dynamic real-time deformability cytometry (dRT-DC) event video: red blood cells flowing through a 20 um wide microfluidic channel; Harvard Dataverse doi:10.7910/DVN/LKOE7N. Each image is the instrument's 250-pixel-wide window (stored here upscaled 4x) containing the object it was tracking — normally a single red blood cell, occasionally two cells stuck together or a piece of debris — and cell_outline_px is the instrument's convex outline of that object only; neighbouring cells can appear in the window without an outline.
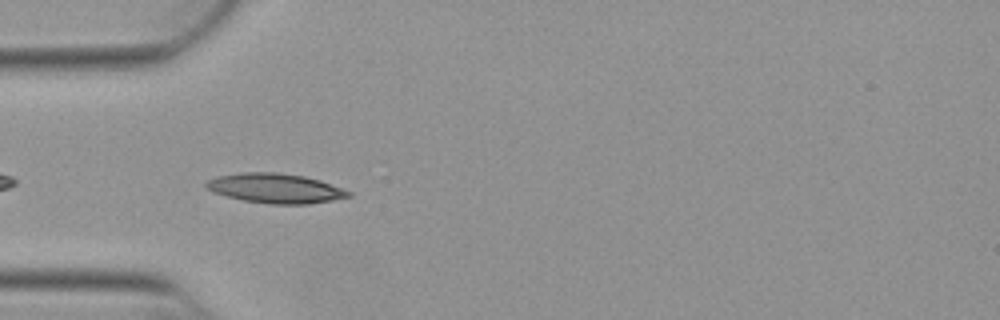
{"species": "Egyptian fruit bat (a non-hibernating species)", "species_latin": "Rousettus aegyptiacus", "temperature_condition": "warm", "stored_images_in_passage": 7, "camera_frame_rate_fps": 3000, "um_per_image_px": 0.085, "animal": {"sex": "female"}, "frame": {"image": 1, "passage_image": 3, "time_ms": 0.667, "image_size_px": [1000, 320], "cell_outline_px": [[352, 196], [332, 200], [308, 204], [272, 204], [244, 200], [212, 192], [204, 188], [204, 184], [208, 180], [216, 176], [240, 172], [276, 172], [304, 176], [320, 180], [352, 192]], "centroid_in_image_um": [23.38, 15.99], "position_along_channel_um": 61.6, "area_um2": 24.62}}
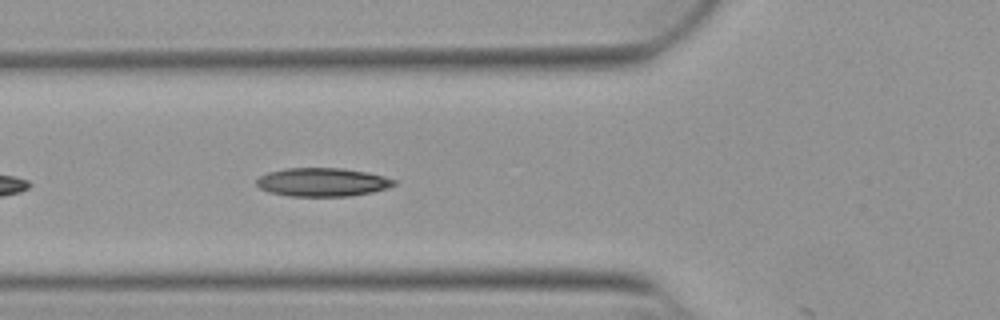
{"frame": {"image": 2, "passage_image": 6, "time_ms": 1.667, "image_size_px": [1000, 320], "cell_outline_px": [[396, 184], [388, 188], [372, 192], [352, 196], [288, 196], [268, 192], [260, 188], [256, 184], [256, 180], [260, 176], [268, 172], [284, 168], [344, 168], [368, 172], [384, 176], [396, 180]], "centroid_in_image_um": [27.41, 15.48], "position_along_channel_um": 98.4, "area_um2": 23.06}}